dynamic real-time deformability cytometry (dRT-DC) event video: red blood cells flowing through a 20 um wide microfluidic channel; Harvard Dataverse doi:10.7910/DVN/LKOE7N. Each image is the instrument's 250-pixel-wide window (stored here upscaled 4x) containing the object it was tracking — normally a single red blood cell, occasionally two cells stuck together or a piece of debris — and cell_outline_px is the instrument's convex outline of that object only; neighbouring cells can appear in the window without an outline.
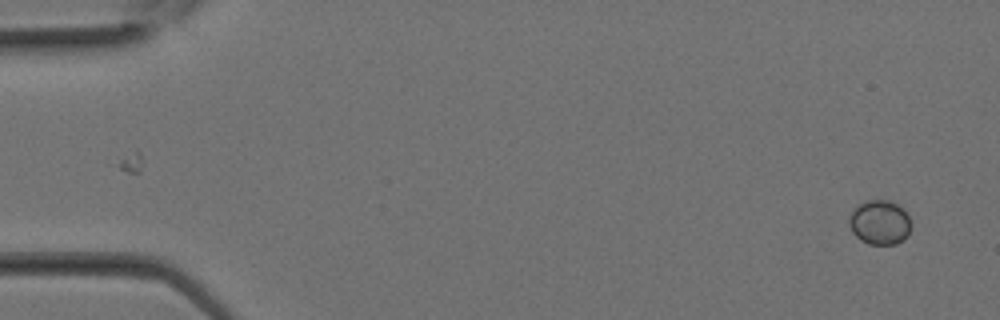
{"species": "Egyptian fruit bat (a non-hibernating species)", "species_latin": "Rousettus aegyptiacus", "temperature_condition": "room temperature", "stored_images_in_passage": 30, "camera_frame_rate_fps": 3000, "um_per_image_px": 0.085, "animal": {"sex": "female"}, "frame": {"image": 1, "passage_image": 1, "time_ms": 0.0, "image_size_px": [1000, 320], "cell_outline_px": [[912, 224], [908, 236], [904, 240], [896, 244], [868, 244], [860, 240], [852, 232], [848, 224], [848, 220], [856, 204], [864, 200], [892, 200], [908, 216]], "centroid_in_image_um": [74.76, 18.9], "position_along_channel_um": 10.2, "area_um2": 16.3}}
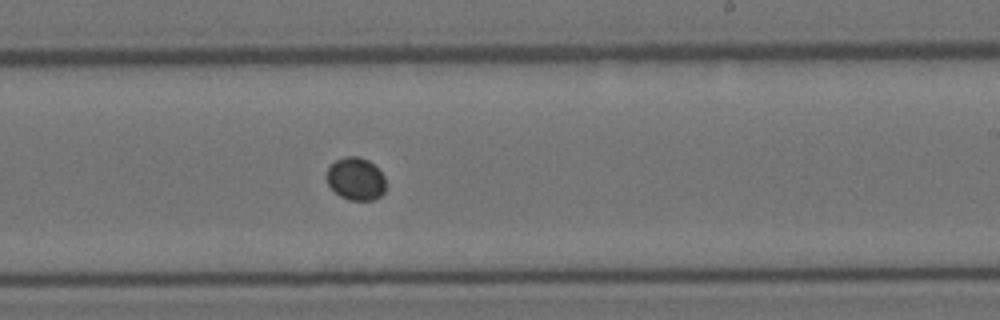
{"frame": {"image": 2, "passage_image": 18, "time_ms": 5.667, "image_size_px": [1000, 320], "cell_outline_px": [[384, 192], [380, 196], [372, 200], [348, 200], [340, 196], [328, 184], [324, 176], [328, 164], [344, 156], [356, 156], [368, 160], [384, 176]], "centroid_in_image_um": [30.17, 15.19], "position_along_channel_um": 258.8, "area_um2": 14.8}}
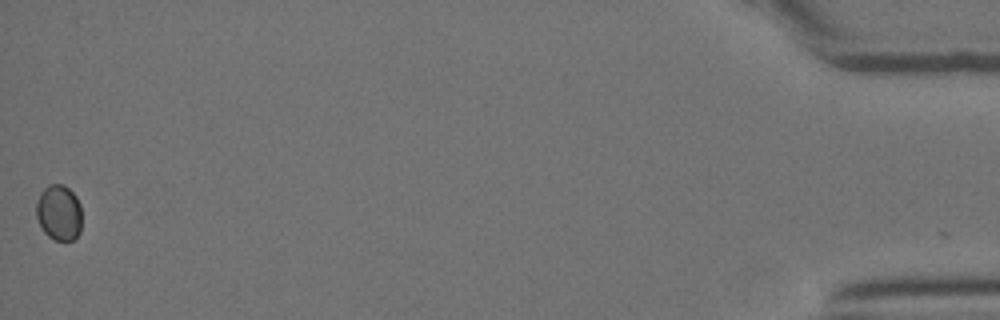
{"frame": {"image": 3, "passage_image": 30, "time_ms": 9.667, "image_size_px": [1000, 320], "cell_outline_px": [[80, 232], [72, 240], [56, 240], [48, 236], [44, 232], [36, 216], [36, 200], [40, 192], [48, 184], [64, 184], [76, 196], [80, 204]], "centroid_in_image_um": [4.99, 18.04], "position_along_channel_um": 430.2, "area_um2": 14.8}}